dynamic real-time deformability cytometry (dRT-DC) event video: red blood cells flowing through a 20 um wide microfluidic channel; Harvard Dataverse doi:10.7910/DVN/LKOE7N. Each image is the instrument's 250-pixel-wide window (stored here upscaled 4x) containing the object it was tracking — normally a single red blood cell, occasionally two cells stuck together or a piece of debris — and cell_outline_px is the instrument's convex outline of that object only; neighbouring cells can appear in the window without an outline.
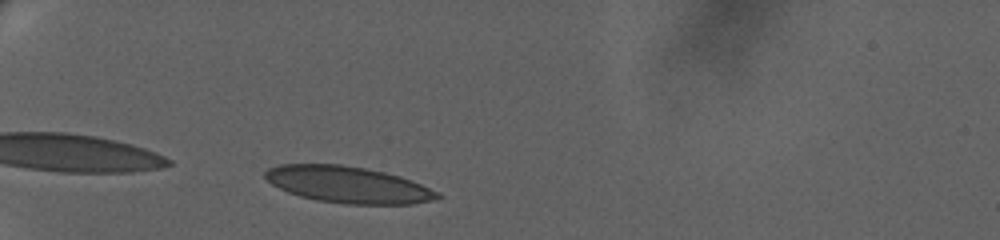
{"species": "human", "species_latin": "Homo sapiens", "temperature_condition": "warm", "stored_images_in_passage": 46, "camera_frame_rate_fps": 3000, "um_per_image_px": 0.085, "donor": {"sex": "female"}, "frame": {"image": 1, "passage_image": 2, "time_ms": 0.333, "image_size_px": [1000, 240], "cell_outline_px": [[444, 196], [440, 200], [412, 204], [348, 204], [316, 200], [300, 196], [288, 192], [272, 184], [264, 176], [264, 172], [268, 168], [280, 164], [340, 164], [364, 168], [384, 172], [400, 176], [412, 180], [440, 192]], "centroid_in_image_um": [29.65, 15.7], "position_along_channel_um": 55.3, "area_um2": 36.93}}
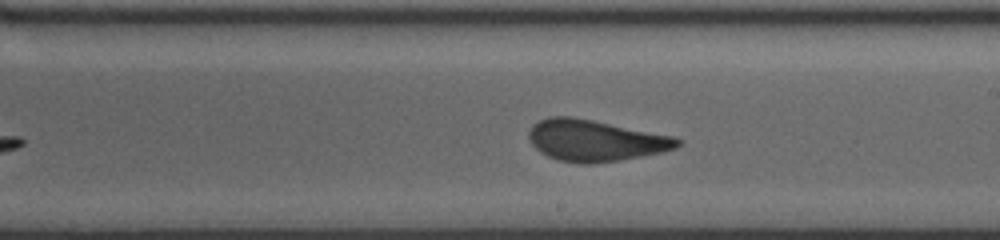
{"frame": {"image": 2, "passage_image": 22, "time_ms": 7.0, "image_size_px": [1000, 240], "cell_outline_px": [[684, 140], [676, 148], [664, 152], [620, 160], [592, 164], [580, 164], [560, 160], [548, 156], [540, 152], [532, 144], [528, 136], [528, 132], [532, 124], [548, 116], [572, 116], [672, 136]], "centroid_in_image_um": [50.59, 11.94], "position_along_channel_um": 238.4, "area_um2": 35.84}}
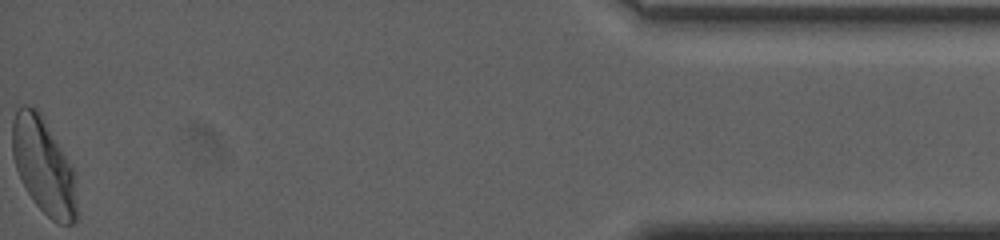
{"frame": {"image": 3, "passage_image": 46, "time_ms": 15.0, "image_size_px": [1000, 240], "cell_outline_px": [[76, 220], [72, 224], [60, 224], [52, 220], [32, 200], [16, 168], [12, 156], [12, 120], [16, 108], [24, 104], [36, 108], [40, 112], [72, 168], [76, 176]], "centroid_in_image_um": [3.69, 14.1], "position_along_channel_um": 431.5, "area_um2": 35.84}, "authors_computed_cell_mechanics": {"area_um2": 35.5759, "velocity_mm_per_s": 3.2558, "shape_relaxation_time_tau1_ms": 7.0964, "shape_relaxation_time_tau2_ms": null, "deformation_change_tau1": 0.2284, "deformation_change_tau2": null}}